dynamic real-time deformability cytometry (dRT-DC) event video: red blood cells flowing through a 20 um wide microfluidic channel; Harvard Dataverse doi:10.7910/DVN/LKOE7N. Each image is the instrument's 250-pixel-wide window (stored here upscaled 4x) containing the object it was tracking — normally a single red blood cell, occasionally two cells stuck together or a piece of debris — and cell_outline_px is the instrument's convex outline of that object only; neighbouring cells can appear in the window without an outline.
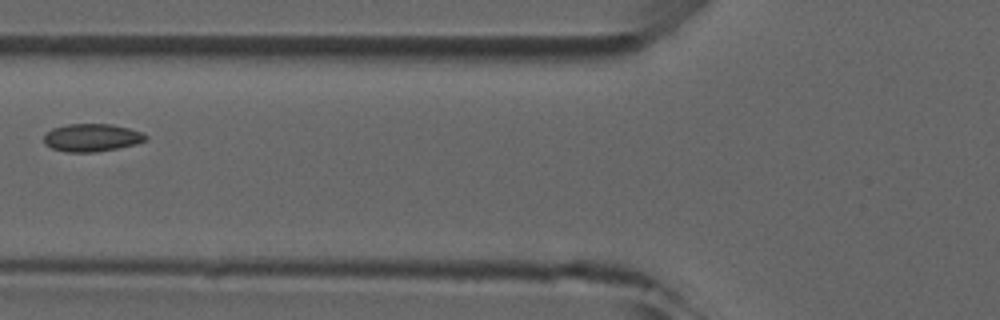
{"species": "common noctule bat (a hibernating species)", "species_latin": "Nyctalus noctula", "temperature_condition": "room temperature", "stored_images_in_passage": 6, "camera_frame_rate_fps": 3000, "um_per_image_px": 0.085, "animal": {"sex": "male", "forearm_length_mm": 52.5}, "frame": {"image": 1, "passage_image": 6, "time_ms": 5.667, "image_size_px": [1000, 320], "cell_outline_px": [[148, 140], [136, 144], [96, 152], [64, 152], [52, 148], [44, 144], [44, 136], [52, 128], [68, 124], [112, 124], [128, 128], [140, 132], [148, 136]], "centroid_in_image_um": [7.8, 11.7], "position_along_channel_um": 118.0, "area_um2": 16.47}}